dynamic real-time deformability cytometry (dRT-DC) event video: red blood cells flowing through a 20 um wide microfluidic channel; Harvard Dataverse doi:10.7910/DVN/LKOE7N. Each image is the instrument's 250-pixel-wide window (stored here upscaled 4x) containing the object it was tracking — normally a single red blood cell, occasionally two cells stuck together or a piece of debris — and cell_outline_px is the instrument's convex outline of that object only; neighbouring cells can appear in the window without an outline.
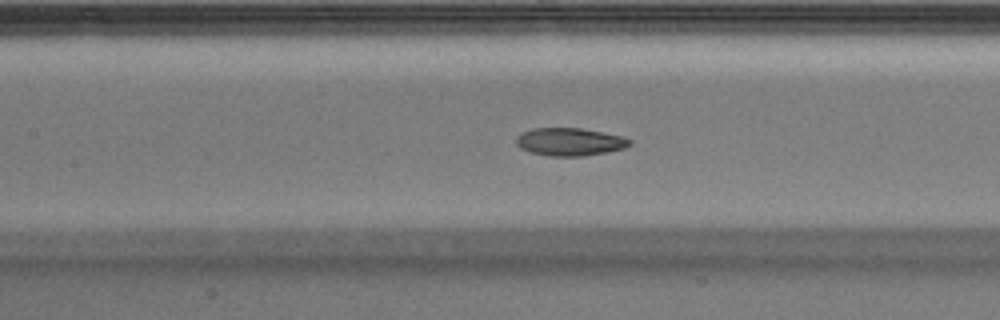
{"species": "Egyptian fruit bat (a non-hibernating species)", "species_latin": "Rousettus aegyptiacus", "temperature_condition": "warm", "stored_images_in_passage": 50, "camera_frame_rate_fps": 3000, "um_per_image_px": 0.085, "animal": {"sex": "male"}, "frame": {"image": 1, "passage_image": 22, "time_ms": 7.0, "image_size_px": [1000, 320], "cell_outline_px": [[632, 144], [624, 148], [604, 152], [580, 156], [552, 156], [532, 152], [520, 148], [516, 144], [516, 136], [520, 132], [532, 128], [580, 128], [620, 136], [632, 140]], "centroid_in_image_um": [48.38, 12.04], "position_along_channel_um": 159.0, "area_um2": 18.21}}
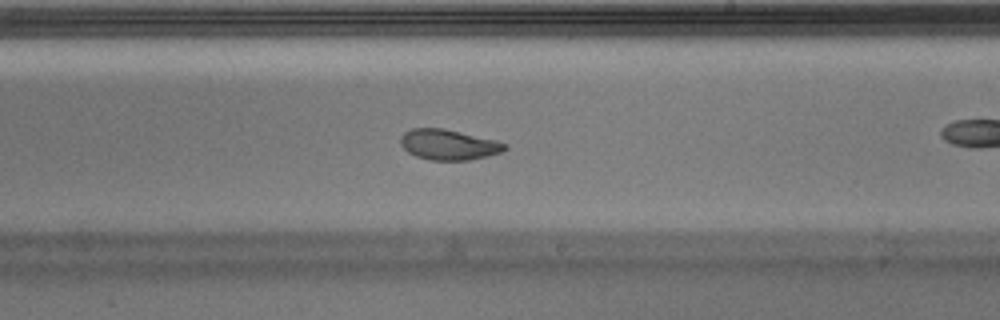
{"frame": {"image": 2, "passage_image": 29, "time_ms": 9.333, "image_size_px": [1000, 320], "cell_outline_px": [[508, 148], [500, 152], [488, 156], [468, 160], [432, 160], [416, 156], [408, 152], [400, 144], [400, 136], [404, 132], [412, 128], [444, 128], [496, 140], [508, 144]], "centroid_in_image_um": [38.13, 12.29], "position_along_channel_um": 250.9, "area_um2": 18.55}, "authors_computed_cell_mechanics": {"area_um2": 18.9584, "velocity_mm_per_s": 3.9507, "shape_relaxation_time_tau1_ms": 8.768, "shape_relaxation_time_tau2_ms": 2.08, "deformation_change_tau1": 0.2015, "deformation_change_tau2": 0.0738}}